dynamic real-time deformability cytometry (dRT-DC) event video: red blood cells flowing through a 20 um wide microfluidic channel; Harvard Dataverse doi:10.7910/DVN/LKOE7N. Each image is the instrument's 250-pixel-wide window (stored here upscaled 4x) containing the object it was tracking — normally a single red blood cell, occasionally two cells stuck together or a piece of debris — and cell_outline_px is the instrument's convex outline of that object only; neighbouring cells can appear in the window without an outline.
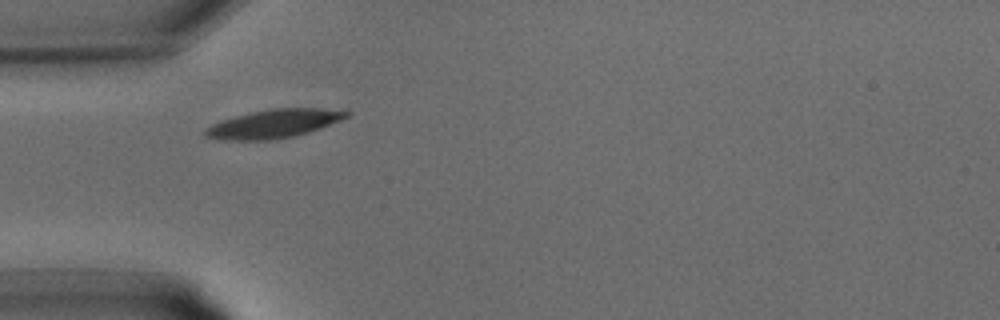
{"species": "common noctule bat (a hibernating species)", "species_latin": "Nyctalus noctula", "temperature_condition": "warm", "stored_images_in_passage": 3, "camera_frame_rate_fps": 3000, "um_per_image_px": 0.085, "animal": {"sex": "male", "body_mass_g": 15.6}, "frame": {"image": 1, "passage_image": 1, "time_ms": 0.0, "image_size_px": [1000, 320], "cell_outline_px": [[352, 112], [348, 116], [340, 120], [320, 128], [308, 132], [292, 136], [268, 140], [220, 140], [204, 136], [204, 128], [220, 120], [252, 112], [272, 108], [324, 108]], "centroid_in_image_um": [23.23, 10.51], "position_along_channel_um": 61.8, "area_um2": 23.35}}
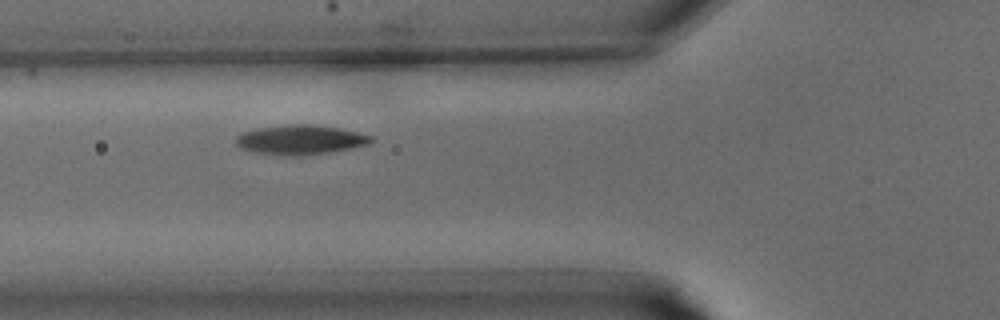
{"frame": {"image": 2, "passage_image": 3, "time_ms": 0.667, "image_size_px": [1000, 320], "cell_outline_px": [[376, 140], [368, 144], [328, 152], [256, 152], [240, 148], [236, 144], [236, 136], [244, 132], [256, 128], [292, 124], [312, 124], [340, 128], [372, 136]], "centroid_in_image_um": [25.56, 11.81], "position_along_channel_um": 100.2, "area_um2": 21.91}}